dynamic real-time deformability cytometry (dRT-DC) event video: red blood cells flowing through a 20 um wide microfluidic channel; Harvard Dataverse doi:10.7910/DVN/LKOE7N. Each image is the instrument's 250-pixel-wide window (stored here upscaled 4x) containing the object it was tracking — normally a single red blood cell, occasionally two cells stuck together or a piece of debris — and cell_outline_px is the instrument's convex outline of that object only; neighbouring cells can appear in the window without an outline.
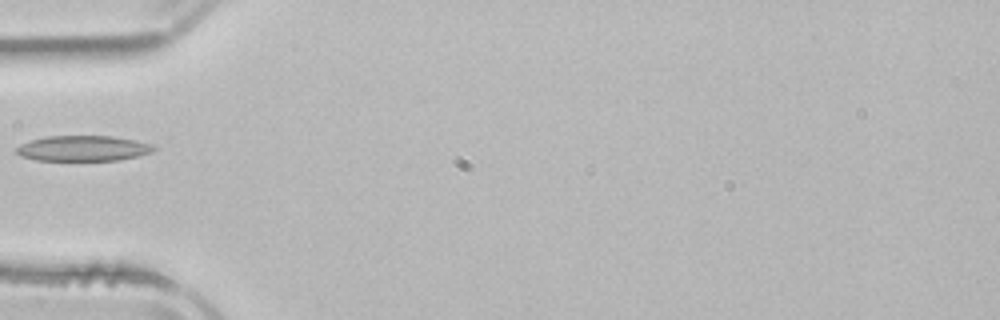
{"species": "common noctule bat (a hibernating species)", "species_latin": "Nyctalus noctula", "temperature_condition": "room temperature", "stored_images_in_passage": 1, "camera_frame_rate_fps": 3000, "um_per_image_px": 0.085, "animal": {"sex": "male", "body_mass_g": 21.5, "forearm_length_mm": 52.0}, "frame": {"image": 1, "passage_image": 1, "time_ms": 0.0, "image_size_px": [1000, 320], "cell_outline_px": [[156, 148], [152, 152], [136, 156], [116, 160], [36, 160], [20, 156], [16, 152], [16, 148], [20, 144], [32, 140], [48, 136], [112, 136], [152, 144]], "centroid_in_image_um": [7.03, 12.61], "position_along_channel_um": 78.0, "area_um2": 20.11}}